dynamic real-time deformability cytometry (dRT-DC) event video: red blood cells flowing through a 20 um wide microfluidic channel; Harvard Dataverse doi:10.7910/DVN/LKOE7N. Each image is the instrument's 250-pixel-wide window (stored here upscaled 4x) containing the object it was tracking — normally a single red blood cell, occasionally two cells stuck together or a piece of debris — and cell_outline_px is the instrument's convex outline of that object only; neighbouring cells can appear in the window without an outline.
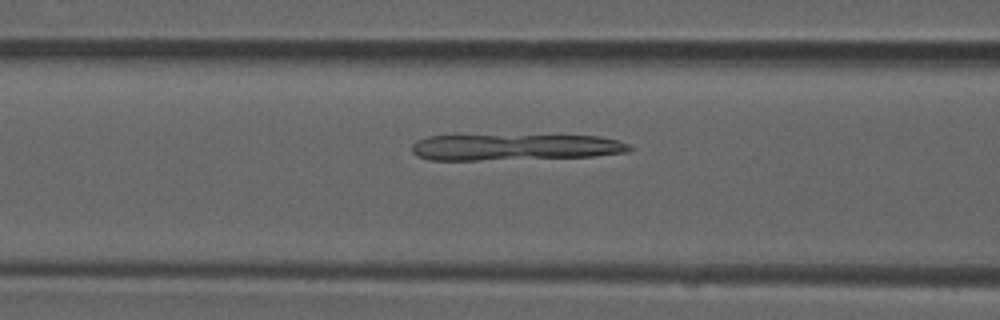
{"species": "common noctule bat (a hibernating species)", "species_latin": "Nyctalus noctula", "temperature_condition": "room temperature", "stored_images_in_passage": 34, "camera_frame_rate_fps": 3000, "um_per_image_px": 0.085, "animal": {"sex": "male", "forearm_length_mm": 52.5}, "frame": {"image": 1, "passage_image": 9, "time_ms": 2.667, "image_size_px": [1000, 320], "cell_outline_px": [[632, 148], [628, 152], [592, 156], [480, 160], [428, 160], [416, 156], [412, 152], [412, 144], [416, 140], [428, 136], [600, 136], [616, 140], [628, 144]], "centroid_in_image_um": [43.71, 12.52], "position_along_channel_um": 122.9, "area_um2": 32.95}}
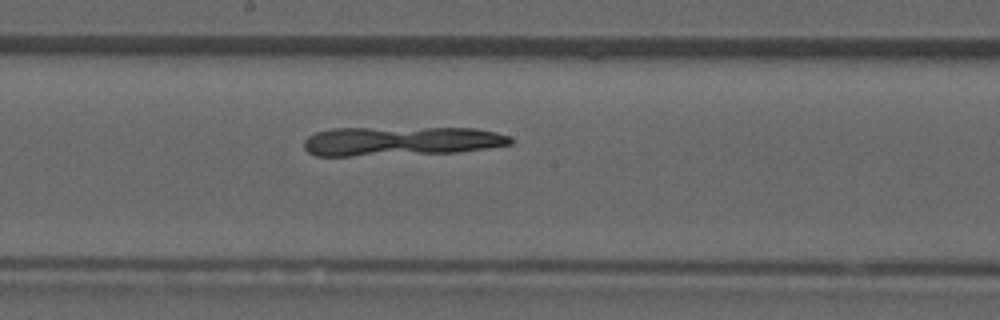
{"frame": {"image": 2, "passage_image": 16, "time_ms": 5.0, "image_size_px": [1000, 320], "cell_outline_px": [[512, 144], [456, 152], [352, 156], [316, 156], [308, 152], [304, 148], [304, 140], [308, 136], [316, 132], [332, 128], [476, 128], [496, 132], [508, 136], [512, 140]], "centroid_in_image_um": [34.02, 11.99], "position_along_channel_um": 214.2, "area_um2": 35.08}}
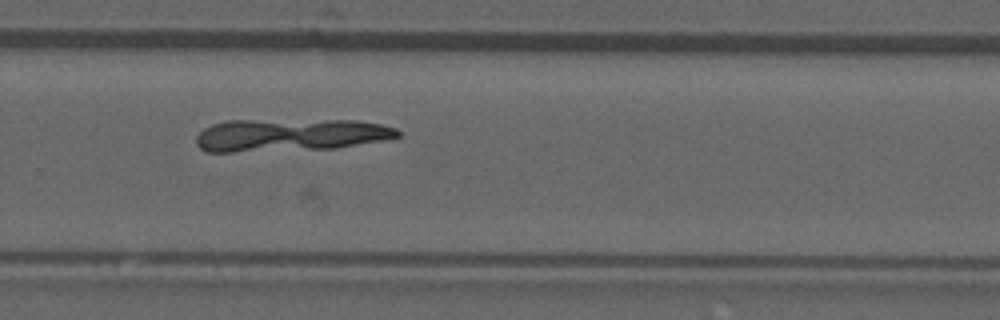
{"frame": {"image": 3, "passage_image": 23, "time_ms": 7.333, "image_size_px": [1000, 320], "cell_outline_px": [[400, 136], [380, 140], [336, 148], [232, 152], [208, 152], [200, 148], [196, 144], [196, 136], [204, 128], [212, 124], [228, 120], [356, 120], [380, 124], [396, 128], [400, 132]], "centroid_in_image_um": [24.61, 11.47], "position_along_channel_um": 305.2, "area_um2": 38.21}}